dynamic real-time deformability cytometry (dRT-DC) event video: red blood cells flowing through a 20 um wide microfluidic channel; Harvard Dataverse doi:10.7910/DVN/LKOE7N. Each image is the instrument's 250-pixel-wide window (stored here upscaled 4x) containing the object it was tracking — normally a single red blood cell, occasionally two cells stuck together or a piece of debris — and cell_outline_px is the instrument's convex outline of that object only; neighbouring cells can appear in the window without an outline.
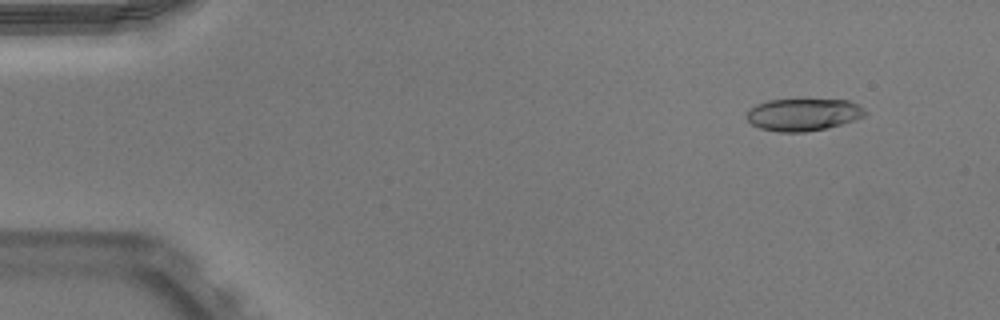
{"species": "Egyptian fruit bat (a non-hibernating species)", "species_latin": "Rousettus aegyptiacus", "temperature_condition": "warm", "stored_images_in_passage": 51, "camera_frame_rate_fps": 3000, "um_per_image_px": 0.085, "animal": {"sex": "male"}, "frame": {"image": 1, "passage_image": 5, "time_ms": 1.333, "image_size_px": [1000, 320], "cell_outline_px": [[868, 112], [864, 116], [840, 124], [824, 128], [804, 132], [780, 132], [760, 128], [752, 124], [744, 116], [756, 104], [768, 100], [848, 100], [856, 104]], "centroid_in_image_um": [68.24, 9.74], "position_along_channel_um": 16.8, "area_um2": 21.91}}
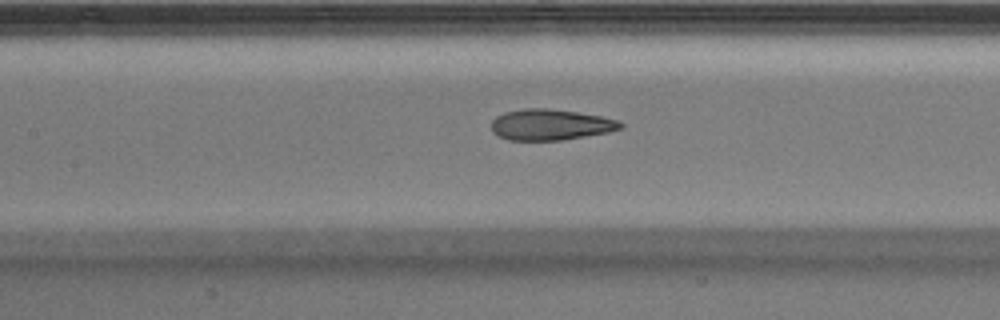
{"frame": {"image": 2, "passage_image": 24, "time_ms": 7.667, "image_size_px": [1000, 320], "cell_outline_px": [[624, 128], [608, 132], [560, 140], [508, 140], [492, 132], [492, 120], [496, 116], [504, 112], [524, 108], [548, 108], [576, 112], [600, 116], [616, 120], [624, 124]], "centroid_in_image_um": [46.77, 10.59], "position_along_channel_um": 160.6, "area_um2": 23.18}}
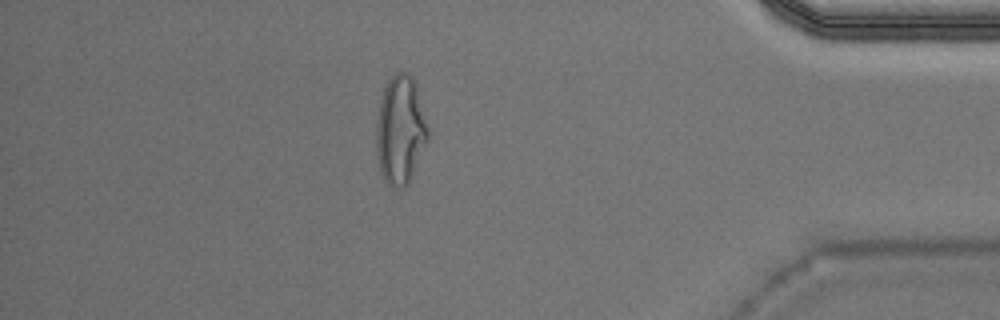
{"frame": {"image": 3, "passage_image": 45, "time_ms": 14.667, "image_size_px": [1000, 320], "cell_outline_px": [[428, 140], [412, 176], [408, 184], [404, 188], [396, 188], [388, 184], [384, 180], [380, 172], [376, 156], [376, 124], [380, 100], [384, 88], [388, 80], [396, 72], [408, 72], [412, 76], [416, 84], [428, 128]], "centroid_in_image_um": [34.02, 11.07], "position_along_channel_um": 401.2, "area_um2": 32.89}, "authors_computed_cell_mechanics": {"area_um2": 23.5824, "velocity_mm_per_s": 3.9504, "shape_relaxation_time_tau1_ms": 6.4908, "shape_relaxation_time_tau2_ms": 1.5505, "deformation_change_tau1": 0.2274, "deformation_change_tau2": 0.1002}}